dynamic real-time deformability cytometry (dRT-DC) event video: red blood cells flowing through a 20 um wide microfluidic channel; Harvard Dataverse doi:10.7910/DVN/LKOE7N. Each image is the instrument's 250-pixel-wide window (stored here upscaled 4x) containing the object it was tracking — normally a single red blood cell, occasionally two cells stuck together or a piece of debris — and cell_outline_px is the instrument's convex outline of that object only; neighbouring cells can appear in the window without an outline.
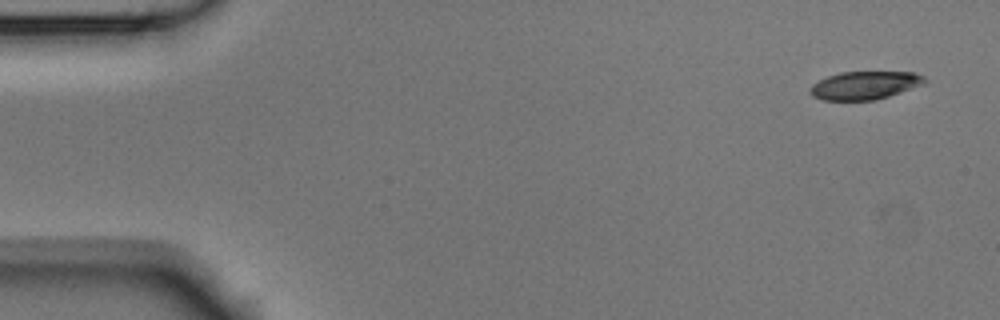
{"species": "Egyptian fruit bat (a non-hibernating species)", "species_latin": "Rousettus aegyptiacus", "temperature_condition": "room temperature", "stored_images_in_passage": 10, "camera_frame_rate_fps": 3000, "um_per_image_px": 0.085, "animal": {"sex": "male"}, "frame": {"image": 1, "passage_image": 1, "time_ms": 0.0, "image_size_px": [1000, 320], "cell_outline_px": [[928, 80], [924, 84], [876, 100], [820, 100], [812, 96], [812, 84], [828, 76], [840, 72], [912, 72], [924, 76]], "centroid_in_image_um": [73.53, 7.25], "position_along_channel_um": 11.5, "area_um2": 18.61}}
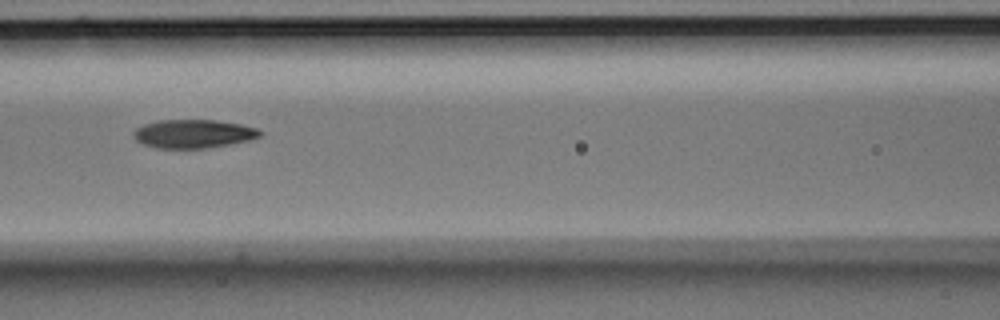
{"frame": {"image": 2, "passage_image": 6, "time_ms": 1.667, "image_size_px": [1000, 320], "cell_outline_px": [[264, 136], [248, 140], [228, 144], [204, 148], [156, 148], [144, 144], [136, 140], [132, 136], [132, 132], [136, 128], [144, 124], [160, 120], [216, 120], [240, 124], [256, 128], [264, 132]], "centroid_in_image_um": [16.44, 11.36], "position_along_channel_um": 150.2, "area_um2": 21.04}}
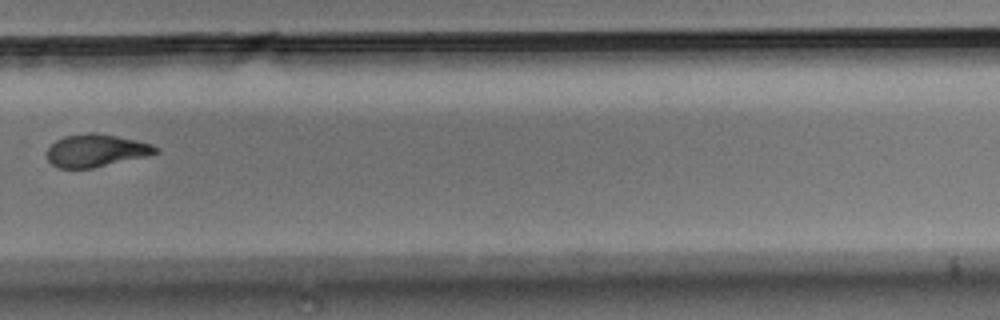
{"frame": {"image": 3, "passage_image": 10, "time_ms": 3.0, "image_size_px": [1000, 320], "cell_outline_px": [[160, 152], [148, 156], [92, 168], [56, 168], [48, 160], [48, 148], [56, 140], [64, 136], [88, 132], [92, 132], [116, 136], [136, 140], [152, 144], [160, 148]], "centroid_in_image_um": [8.19, 12.79], "position_along_channel_um": 321.6, "area_um2": 20.69}}